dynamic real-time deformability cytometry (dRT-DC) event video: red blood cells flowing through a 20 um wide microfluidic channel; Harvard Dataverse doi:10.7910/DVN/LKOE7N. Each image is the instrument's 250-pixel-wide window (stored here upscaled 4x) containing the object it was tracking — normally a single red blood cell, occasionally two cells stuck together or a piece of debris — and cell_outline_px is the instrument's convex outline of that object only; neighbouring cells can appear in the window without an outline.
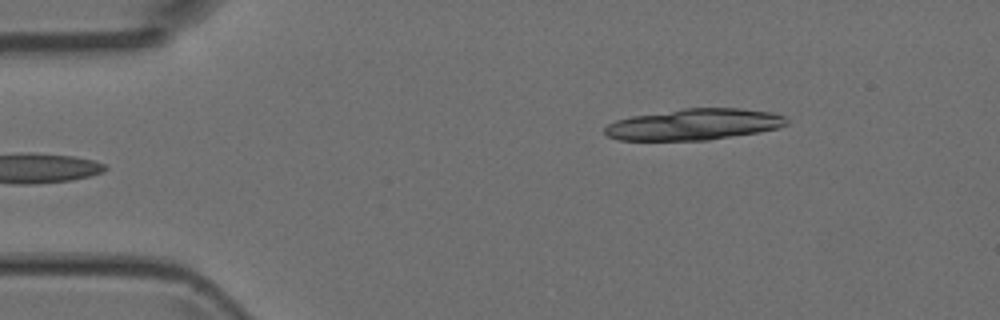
{"species": "Egyptian fruit bat (a non-hibernating species)", "species_latin": "Rousettus aegyptiacus", "temperature_condition": "room temperature", "stored_images_in_passage": 3, "camera_frame_rate_fps": 3000, "um_per_image_px": 0.085, "animal": {"sex": "female"}, "frame": {"image": 1, "passage_image": 3, "time_ms": 2.333, "image_size_px": [1000, 320], "cell_outline_px": [[788, 124], [776, 128], [760, 132], [708, 140], [616, 140], [608, 136], [604, 132], [604, 128], [608, 124], [616, 120], [632, 116], [684, 108], [740, 108], [772, 112], [784, 116], [788, 120]], "centroid_in_image_um": [59.0, 10.57], "position_along_channel_um": 26.0, "area_um2": 33.12}}